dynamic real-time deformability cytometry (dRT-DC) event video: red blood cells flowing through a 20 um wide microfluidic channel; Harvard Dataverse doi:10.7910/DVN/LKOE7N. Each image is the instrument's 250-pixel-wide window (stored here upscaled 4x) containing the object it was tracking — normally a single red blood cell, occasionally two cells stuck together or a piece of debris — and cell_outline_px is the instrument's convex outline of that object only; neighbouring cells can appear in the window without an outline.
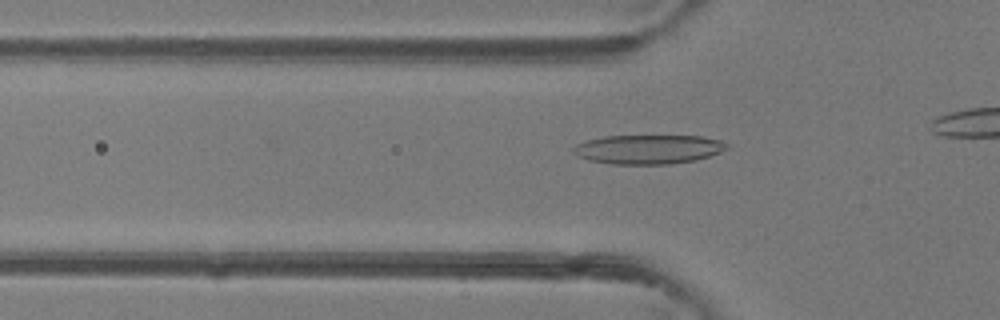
{"species": "common noctule bat (a hibernating species)", "species_latin": "Nyctalus noctula", "temperature_condition": "room temperature", "stored_images_in_passage": 24, "camera_frame_rate_fps": 3000, "um_per_image_px": 0.085, "animal": {"sex": "female"}, "frame": {"image": 1, "passage_image": 10, "time_ms": 3.0, "image_size_px": [1000, 320], "cell_outline_px": [[728, 148], [720, 152], [696, 160], [668, 164], [612, 164], [588, 160], [576, 156], [572, 152], [572, 148], [576, 144], [588, 140], [604, 136], [700, 136], [720, 140], [728, 144]], "centroid_in_image_um": [55.07, 12.69], "position_along_channel_um": 70.7, "area_um2": 26.13}}
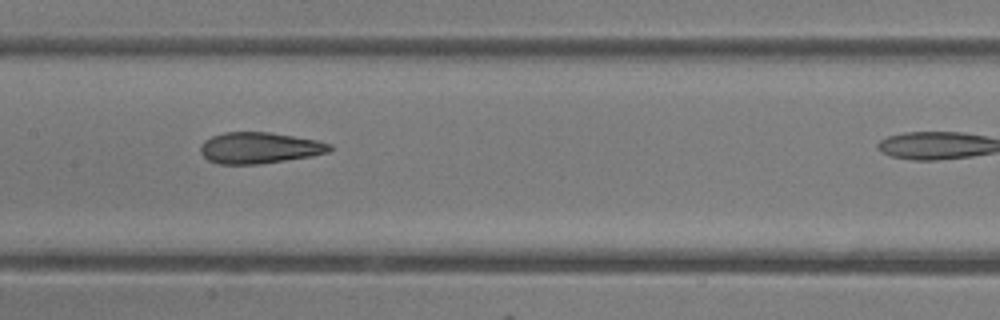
{"frame": {"image": 2, "passage_image": 18, "time_ms": 5.667, "image_size_px": [1000, 320], "cell_outline_px": [[332, 148], [328, 152], [312, 156], [260, 164], [220, 164], [208, 160], [200, 152], [200, 144], [204, 140], [212, 136], [224, 132], [268, 132], [320, 140], [332, 144]], "centroid_in_image_um": [22.06, 12.56], "position_along_channel_um": 185.3, "area_um2": 23.64}}
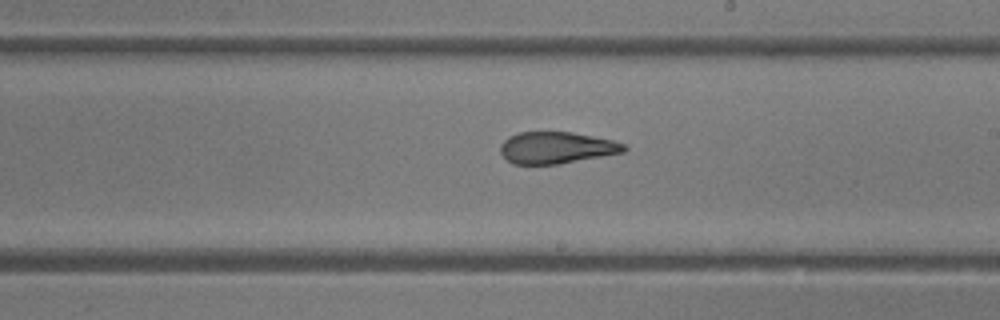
{"frame": {"image": 3, "passage_image": 22, "time_ms": 7.0, "image_size_px": [1000, 320], "cell_outline_px": [[628, 148], [624, 152], [560, 164], [512, 164], [500, 152], [500, 144], [508, 136], [516, 132], [572, 132], [612, 140], [624, 144]], "centroid_in_image_um": [47.27, 12.55], "position_along_channel_um": 241.7, "area_um2": 22.89}}